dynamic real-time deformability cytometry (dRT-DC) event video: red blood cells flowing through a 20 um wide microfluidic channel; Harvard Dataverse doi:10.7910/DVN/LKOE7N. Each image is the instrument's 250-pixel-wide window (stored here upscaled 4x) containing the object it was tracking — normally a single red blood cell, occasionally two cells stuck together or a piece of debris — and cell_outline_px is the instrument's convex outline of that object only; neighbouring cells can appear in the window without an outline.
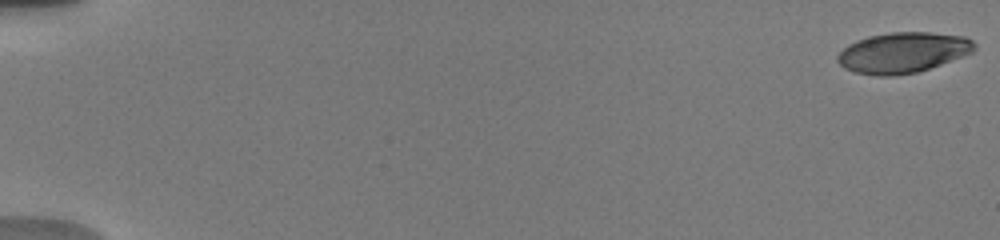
{"species": "human", "species_latin": "Homo sapiens", "temperature_condition": "warm", "stored_images_in_passage": 25, "camera_frame_rate_fps": 3000, "um_per_image_px": 0.085, "donor": {"sex": "male"}, "frame": {"image": 1, "passage_image": 1, "time_ms": 0.0, "image_size_px": [1000, 240], "cell_outline_px": [[976, 48], [972, 52], [940, 64], [916, 72], [892, 76], [876, 76], [856, 72], [844, 68], [836, 60], [836, 56], [848, 44], [856, 40], [868, 36], [888, 32], [928, 32], [964, 36], [972, 40], [976, 44]], "centroid_in_image_um": [76.71, 4.46], "position_along_channel_um": 8.3, "area_um2": 32.25}}
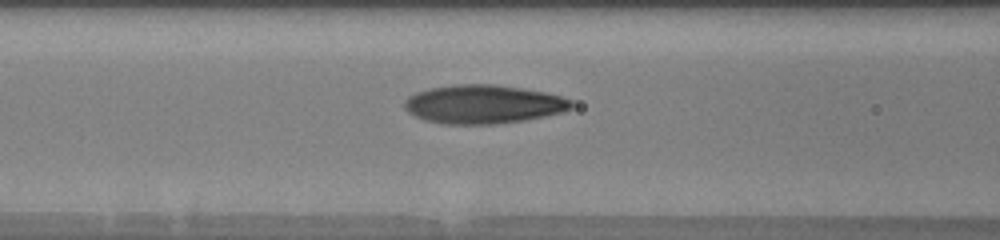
{"frame": {"image": 2, "passage_image": 15, "time_ms": 8.0, "image_size_px": [1000, 240], "cell_outline_px": [[572, 108], [560, 112], [544, 116], [524, 120], [492, 124], [448, 124], [424, 120], [408, 112], [404, 108], [404, 100], [408, 96], [416, 92], [428, 88], [456, 84], [492, 84], [520, 88], [544, 92], [560, 96], [572, 100]], "centroid_in_image_um": [41.04, 8.85], "position_along_channel_um": 125.6, "area_um2": 37.45}}
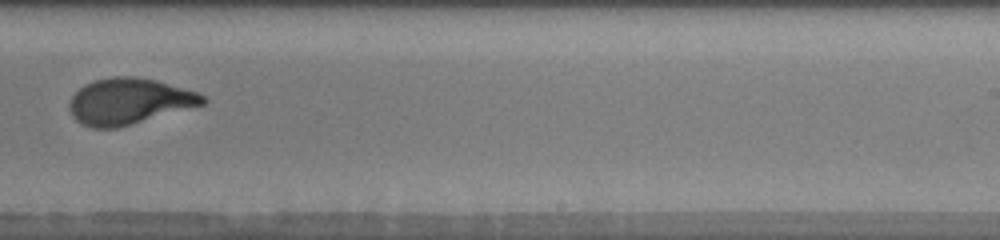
{"frame": {"image": 3, "passage_image": 22, "time_ms": 12.0, "image_size_px": [1000, 240], "cell_outline_px": [[208, 100], [204, 104], [116, 128], [92, 128], [80, 124], [72, 116], [68, 108], [68, 104], [72, 96], [84, 84], [96, 80], [112, 76], [136, 76], [156, 80], [196, 92], [204, 96]], "centroid_in_image_um": [10.92, 8.61], "position_along_channel_um": 278.1, "area_um2": 35.6}}